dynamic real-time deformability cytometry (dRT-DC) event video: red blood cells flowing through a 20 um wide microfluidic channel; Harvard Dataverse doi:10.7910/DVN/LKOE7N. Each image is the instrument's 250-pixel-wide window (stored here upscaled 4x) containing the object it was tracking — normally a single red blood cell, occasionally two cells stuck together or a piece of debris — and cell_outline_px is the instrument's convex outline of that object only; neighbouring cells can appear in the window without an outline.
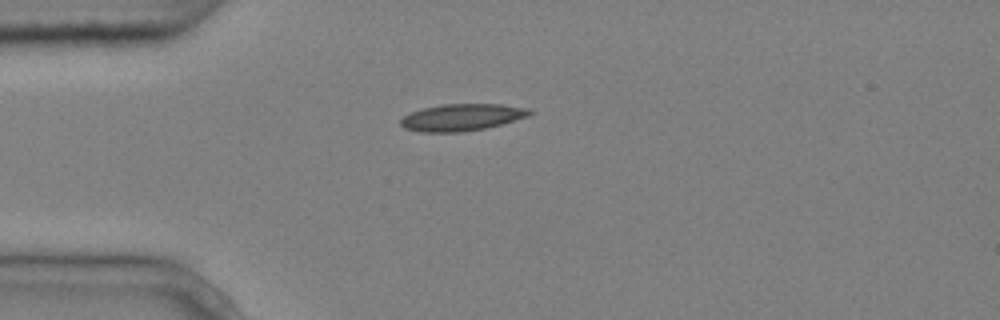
{"species": "common noctule bat (a hibernating species)", "species_latin": "Nyctalus noctula", "temperature_condition": "cold", "stored_images_in_passage": 3, "camera_frame_rate_fps": 3000, "um_per_image_px": 0.085, "animal": {"sex": "male", "body_mass_g": 20.4}, "frame": {"image": 1, "passage_image": 3, "time_ms": 0.667, "image_size_px": [1000, 320], "cell_outline_px": [[532, 112], [528, 116], [500, 124], [484, 128], [464, 132], [420, 132], [404, 128], [400, 124], [400, 120], [404, 116], [412, 112], [424, 108], [444, 104], [500, 104], [532, 108]], "centroid_in_image_um": [39.26, 9.97], "position_along_channel_um": 45.7, "area_um2": 20.11}}